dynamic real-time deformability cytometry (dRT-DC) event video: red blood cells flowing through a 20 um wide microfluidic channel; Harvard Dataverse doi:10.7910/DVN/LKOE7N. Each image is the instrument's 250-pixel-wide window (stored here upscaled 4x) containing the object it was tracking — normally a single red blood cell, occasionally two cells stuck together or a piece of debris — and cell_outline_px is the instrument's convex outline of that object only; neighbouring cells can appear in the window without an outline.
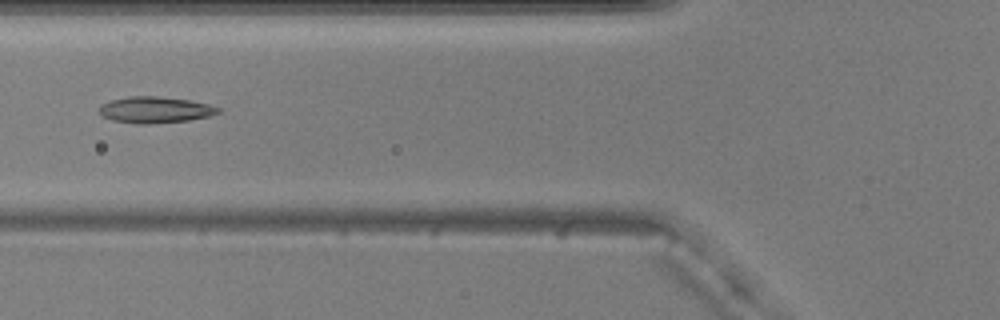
{"species": "common noctule bat (a hibernating species)", "species_latin": "Nyctalus noctula", "temperature_condition": "warm", "stored_images_in_passage": 41, "camera_frame_rate_fps": 3000, "um_per_image_px": 0.085, "animal": {"sex": "male", "body_mass_g": 20.5, "forearm_length_mm": 52.5}, "frame": {"image": 1, "passage_image": 7, "time_ms": 2.0, "image_size_px": [1000, 320], "cell_outline_px": [[220, 112], [208, 116], [188, 120], [148, 124], [136, 124], [112, 120], [104, 116], [100, 112], [100, 104], [112, 100], [128, 96], [156, 96], [188, 100], [208, 104], [220, 108]], "centroid_in_image_um": [13.17, 9.33], "position_along_channel_um": 112.6, "area_um2": 18.03}}
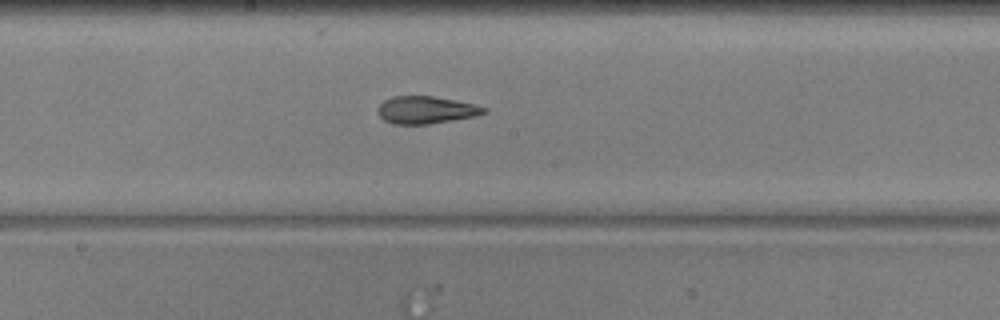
{"frame": {"image": 2, "passage_image": 15, "time_ms": 4.667, "image_size_px": [1000, 320], "cell_outline_px": [[488, 112], [476, 116], [428, 124], [392, 124], [384, 120], [376, 112], [380, 104], [384, 100], [392, 96], [432, 96], [456, 100], [476, 104], [488, 108]], "centroid_in_image_um": [36.22, 9.34], "position_along_channel_um": 212.0, "area_um2": 17.11}}
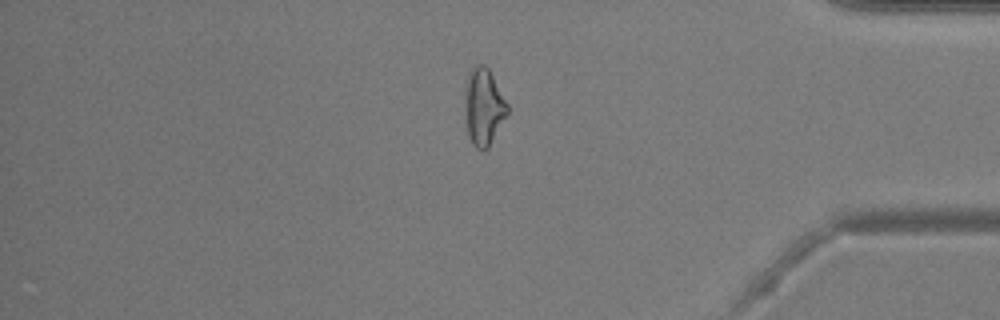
{"frame": {"image": 3, "passage_image": 32, "time_ms": 10.333, "image_size_px": [1000, 320], "cell_outline_px": [[508, 112], [488, 148], [484, 152], [476, 148], [472, 144], [468, 136], [464, 108], [464, 92], [468, 72], [476, 64], [484, 64], [488, 68], [508, 104]], "centroid_in_image_um": [41.07, 9.08], "position_along_channel_um": 394.1, "area_um2": 19.25}, "authors_computed_cell_mechanics": {"area_um2": 18.0336, "velocity_mm_per_s": 3.7084, "shape_relaxation_time_tau1_ms": null, "shape_relaxation_time_tau2_ms": 2.3207, "deformation_change_tau1": null, "deformation_change_tau2": 0.0996}}